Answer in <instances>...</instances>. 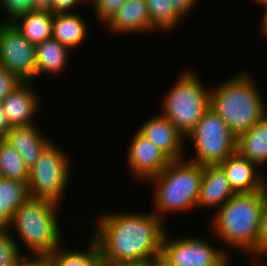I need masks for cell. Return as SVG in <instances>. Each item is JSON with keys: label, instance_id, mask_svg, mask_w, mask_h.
I'll return each instance as SVG.
<instances>
[{"label": "cell", "instance_id": "6da1fadb", "mask_svg": "<svg viewBox=\"0 0 267 266\" xmlns=\"http://www.w3.org/2000/svg\"><path fill=\"white\" fill-rule=\"evenodd\" d=\"M96 221L89 235L103 266L150 264L162 253L167 228L153 212H104Z\"/></svg>", "mask_w": 267, "mask_h": 266}, {"label": "cell", "instance_id": "7a4b0ae2", "mask_svg": "<svg viewBox=\"0 0 267 266\" xmlns=\"http://www.w3.org/2000/svg\"><path fill=\"white\" fill-rule=\"evenodd\" d=\"M266 196L267 187L258 192L235 193L209 219L214 238L233 250L244 251L253 266L258 262V233Z\"/></svg>", "mask_w": 267, "mask_h": 266}, {"label": "cell", "instance_id": "3957f363", "mask_svg": "<svg viewBox=\"0 0 267 266\" xmlns=\"http://www.w3.org/2000/svg\"><path fill=\"white\" fill-rule=\"evenodd\" d=\"M251 75L243 71L210 88L209 108L223 119L236 137L267 115L263 93Z\"/></svg>", "mask_w": 267, "mask_h": 266}, {"label": "cell", "instance_id": "277c9868", "mask_svg": "<svg viewBox=\"0 0 267 266\" xmlns=\"http://www.w3.org/2000/svg\"><path fill=\"white\" fill-rule=\"evenodd\" d=\"M203 166L185 158L172 160L148 182L154 184L153 213L162 221L167 213H178L197 207ZM165 215V216H163Z\"/></svg>", "mask_w": 267, "mask_h": 266}, {"label": "cell", "instance_id": "5b68a950", "mask_svg": "<svg viewBox=\"0 0 267 266\" xmlns=\"http://www.w3.org/2000/svg\"><path fill=\"white\" fill-rule=\"evenodd\" d=\"M59 207L49 200L29 198L14 211L6 229L27 246L28 254H50L63 243Z\"/></svg>", "mask_w": 267, "mask_h": 266}, {"label": "cell", "instance_id": "8992f818", "mask_svg": "<svg viewBox=\"0 0 267 266\" xmlns=\"http://www.w3.org/2000/svg\"><path fill=\"white\" fill-rule=\"evenodd\" d=\"M195 72L192 68L183 69L160 103V113L167 117L184 137L209 109L210 87H206Z\"/></svg>", "mask_w": 267, "mask_h": 266}, {"label": "cell", "instance_id": "52a82bcc", "mask_svg": "<svg viewBox=\"0 0 267 266\" xmlns=\"http://www.w3.org/2000/svg\"><path fill=\"white\" fill-rule=\"evenodd\" d=\"M62 148L52 141L29 170L30 198L49 200L61 206L73 165L70 155Z\"/></svg>", "mask_w": 267, "mask_h": 266}, {"label": "cell", "instance_id": "ba28073f", "mask_svg": "<svg viewBox=\"0 0 267 266\" xmlns=\"http://www.w3.org/2000/svg\"><path fill=\"white\" fill-rule=\"evenodd\" d=\"M185 140L192 142L196 154L195 157L190 159L185 157V159L201 166L220 164L236 152L237 137L223 119L210 108Z\"/></svg>", "mask_w": 267, "mask_h": 266}, {"label": "cell", "instance_id": "9c48e42d", "mask_svg": "<svg viewBox=\"0 0 267 266\" xmlns=\"http://www.w3.org/2000/svg\"><path fill=\"white\" fill-rule=\"evenodd\" d=\"M169 234L166 231L164 235L162 254L178 266H222L230 258L227 248L218 249L204 237L171 238Z\"/></svg>", "mask_w": 267, "mask_h": 266}, {"label": "cell", "instance_id": "30bf717a", "mask_svg": "<svg viewBox=\"0 0 267 266\" xmlns=\"http://www.w3.org/2000/svg\"><path fill=\"white\" fill-rule=\"evenodd\" d=\"M0 66L21 82L37 80L36 45L29 42L11 22L0 23Z\"/></svg>", "mask_w": 267, "mask_h": 266}, {"label": "cell", "instance_id": "8fae6325", "mask_svg": "<svg viewBox=\"0 0 267 266\" xmlns=\"http://www.w3.org/2000/svg\"><path fill=\"white\" fill-rule=\"evenodd\" d=\"M128 149L126 164L130 169L129 173L143 183H148L151 178L160 174L171 161L138 130Z\"/></svg>", "mask_w": 267, "mask_h": 266}, {"label": "cell", "instance_id": "7c38bea8", "mask_svg": "<svg viewBox=\"0 0 267 266\" xmlns=\"http://www.w3.org/2000/svg\"><path fill=\"white\" fill-rule=\"evenodd\" d=\"M138 131L156 145L171 161L185 158V137L160 112L145 121Z\"/></svg>", "mask_w": 267, "mask_h": 266}, {"label": "cell", "instance_id": "4fadbf2b", "mask_svg": "<svg viewBox=\"0 0 267 266\" xmlns=\"http://www.w3.org/2000/svg\"><path fill=\"white\" fill-rule=\"evenodd\" d=\"M32 85V82H21L1 102L10 127L35 124L34 116H38L41 100Z\"/></svg>", "mask_w": 267, "mask_h": 266}, {"label": "cell", "instance_id": "5bb4252c", "mask_svg": "<svg viewBox=\"0 0 267 266\" xmlns=\"http://www.w3.org/2000/svg\"><path fill=\"white\" fill-rule=\"evenodd\" d=\"M235 193H252L267 187V176L259 171V166L241 156L237 151L219 164Z\"/></svg>", "mask_w": 267, "mask_h": 266}, {"label": "cell", "instance_id": "9a60e30c", "mask_svg": "<svg viewBox=\"0 0 267 266\" xmlns=\"http://www.w3.org/2000/svg\"><path fill=\"white\" fill-rule=\"evenodd\" d=\"M113 35L150 34L155 30L145 0H126L112 19L105 25Z\"/></svg>", "mask_w": 267, "mask_h": 266}, {"label": "cell", "instance_id": "2e32d148", "mask_svg": "<svg viewBox=\"0 0 267 266\" xmlns=\"http://www.w3.org/2000/svg\"><path fill=\"white\" fill-rule=\"evenodd\" d=\"M37 127L38 124L10 127L3 139L21 155L29 170L35 165L43 150L53 141Z\"/></svg>", "mask_w": 267, "mask_h": 266}, {"label": "cell", "instance_id": "e0dca14e", "mask_svg": "<svg viewBox=\"0 0 267 266\" xmlns=\"http://www.w3.org/2000/svg\"><path fill=\"white\" fill-rule=\"evenodd\" d=\"M235 192L229 185V181L223 168L219 164L203 166V176L197 201V208H220Z\"/></svg>", "mask_w": 267, "mask_h": 266}, {"label": "cell", "instance_id": "ac0fdd59", "mask_svg": "<svg viewBox=\"0 0 267 266\" xmlns=\"http://www.w3.org/2000/svg\"><path fill=\"white\" fill-rule=\"evenodd\" d=\"M82 14L75 12L54 13L52 37L69 50L82 45L88 35V26Z\"/></svg>", "mask_w": 267, "mask_h": 266}, {"label": "cell", "instance_id": "d6986e66", "mask_svg": "<svg viewBox=\"0 0 267 266\" xmlns=\"http://www.w3.org/2000/svg\"><path fill=\"white\" fill-rule=\"evenodd\" d=\"M54 14L50 10L33 9L10 22L32 44L38 45L52 37Z\"/></svg>", "mask_w": 267, "mask_h": 266}, {"label": "cell", "instance_id": "ffe728a7", "mask_svg": "<svg viewBox=\"0 0 267 266\" xmlns=\"http://www.w3.org/2000/svg\"><path fill=\"white\" fill-rule=\"evenodd\" d=\"M69 49L51 37L36 45L37 79L43 74L58 75L66 70L69 61Z\"/></svg>", "mask_w": 267, "mask_h": 266}, {"label": "cell", "instance_id": "44dd1931", "mask_svg": "<svg viewBox=\"0 0 267 266\" xmlns=\"http://www.w3.org/2000/svg\"><path fill=\"white\" fill-rule=\"evenodd\" d=\"M236 151L261 170L267 163V115L237 137ZM265 164V165H264Z\"/></svg>", "mask_w": 267, "mask_h": 266}, {"label": "cell", "instance_id": "7402d4cb", "mask_svg": "<svg viewBox=\"0 0 267 266\" xmlns=\"http://www.w3.org/2000/svg\"><path fill=\"white\" fill-rule=\"evenodd\" d=\"M30 198L28 183L0 177V229H6L14 211Z\"/></svg>", "mask_w": 267, "mask_h": 266}, {"label": "cell", "instance_id": "603a6c76", "mask_svg": "<svg viewBox=\"0 0 267 266\" xmlns=\"http://www.w3.org/2000/svg\"><path fill=\"white\" fill-rule=\"evenodd\" d=\"M86 249L65 250L62 244L48 254L50 266H103L99 246L90 236Z\"/></svg>", "mask_w": 267, "mask_h": 266}, {"label": "cell", "instance_id": "cb8c5ba5", "mask_svg": "<svg viewBox=\"0 0 267 266\" xmlns=\"http://www.w3.org/2000/svg\"><path fill=\"white\" fill-rule=\"evenodd\" d=\"M150 15V24L155 31L171 33L177 29L184 16L170 0H145Z\"/></svg>", "mask_w": 267, "mask_h": 266}, {"label": "cell", "instance_id": "d4e9b609", "mask_svg": "<svg viewBox=\"0 0 267 266\" xmlns=\"http://www.w3.org/2000/svg\"><path fill=\"white\" fill-rule=\"evenodd\" d=\"M0 177L28 182L29 169L21 155L3 139L0 140Z\"/></svg>", "mask_w": 267, "mask_h": 266}, {"label": "cell", "instance_id": "484cf974", "mask_svg": "<svg viewBox=\"0 0 267 266\" xmlns=\"http://www.w3.org/2000/svg\"><path fill=\"white\" fill-rule=\"evenodd\" d=\"M18 243L7 229H0V266H14L23 255Z\"/></svg>", "mask_w": 267, "mask_h": 266}, {"label": "cell", "instance_id": "4316f807", "mask_svg": "<svg viewBox=\"0 0 267 266\" xmlns=\"http://www.w3.org/2000/svg\"><path fill=\"white\" fill-rule=\"evenodd\" d=\"M126 0H96L93 3V10L99 22L105 26L116 14Z\"/></svg>", "mask_w": 267, "mask_h": 266}, {"label": "cell", "instance_id": "83f0119b", "mask_svg": "<svg viewBox=\"0 0 267 266\" xmlns=\"http://www.w3.org/2000/svg\"><path fill=\"white\" fill-rule=\"evenodd\" d=\"M0 5L1 10L7 16L5 22H10L16 16L33 10L32 0H0Z\"/></svg>", "mask_w": 267, "mask_h": 266}, {"label": "cell", "instance_id": "f1b7e54d", "mask_svg": "<svg viewBox=\"0 0 267 266\" xmlns=\"http://www.w3.org/2000/svg\"><path fill=\"white\" fill-rule=\"evenodd\" d=\"M267 257V196L262 209L258 233V262Z\"/></svg>", "mask_w": 267, "mask_h": 266}, {"label": "cell", "instance_id": "f546056e", "mask_svg": "<svg viewBox=\"0 0 267 266\" xmlns=\"http://www.w3.org/2000/svg\"><path fill=\"white\" fill-rule=\"evenodd\" d=\"M20 83L21 81L14 74L0 66V102Z\"/></svg>", "mask_w": 267, "mask_h": 266}, {"label": "cell", "instance_id": "4dcf8cb0", "mask_svg": "<svg viewBox=\"0 0 267 266\" xmlns=\"http://www.w3.org/2000/svg\"><path fill=\"white\" fill-rule=\"evenodd\" d=\"M14 266H50V260L48 254H23Z\"/></svg>", "mask_w": 267, "mask_h": 266}, {"label": "cell", "instance_id": "1f68e13d", "mask_svg": "<svg viewBox=\"0 0 267 266\" xmlns=\"http://www.w3.org/2000/svg\"><path fill=\"white\" fill-rule=\"evenodd\" d=\"M82 0H53L52 9L50 10L54 13H66L75 12L72 9L79 4H83Z\"/></svg>", "mask_w": 267, "mask_h": 266}, {"label": "cell", "instance_id": "d6a6232c", "mask_svg": "<svg viewBox=\"0 0 267 266\" xmlns=\"http://www.w3.org/2000/svg\"><path fill=\"white\" fill-rule=\"evenodd\" d=\"M175 5L176 9L184 16L190 14L195 9L199 0H170Z\"/></svg>", "mask_w": 267, "mask_h": 266}, {"label": "cell", "instance_id": "836d02e7", "mask_svg": "<svg viewBox=\"0 0 267 266\" xmlns=\"http://www.w3.org/2000/svg\"><path fill=\"white\" fill-rule=\"evenodd\" d=\"M10 129V126L8 124L3 105L0 102V140L4 139L6 136V133Z\"/></svg>", "mask_w": 267, "mask_h": 266}, {"label": "cell", "instance_id": "e575fe53", "mask_svg": "<svg viewBox=\"0 0 267 266\" xmlns=\"http://www.w3.org/2000/svg\"><path fill=\"white\" fill-rule=\"evenodd\" d=\"M151 266H178L159 253L150 263Z\"/></svg>", "mask_w": 267, "mask_h": 266}, {"label": "cell", "instance_id": "d590c367", "mask_svg": "<svg viewBox=\"0 0 267 266\" xmlns=\"http://www.w3.org/2000/svg\"><path fill=\"white\" fill-rule=\"evenodd\" d=\"M33 1V9L40 10H51L53 0H32Z\"/></svg>", "mask_w": 267, "mask_h": 266}, {"label": "cell", "instance_id": "8d00e7d4", "mask_svg": "<svg viewBox=\"0 0 267 266\" xmlns=\"http://www.w3.org/2000/svg\"><path fill=\"white\" fill-rule=\"evenodd\" d=\"M263 12H264V16H262V19H261L262 21L260 22L259 31L261 35L263 34L265 37H267V7L264 8Z\"/></svg>", "mask_w": 267, "mask_h": 266}, {"label": "cell", "instance_id": "74e56055", "mask_svg": "<svg viewBox=\"0 0 267 266\" xmlns=\"http://www.w3.org/2000/svg\"><path fill=\"white\" fill-rule=\"evenodd\" d=\"M252 1L255 2L256 5L257 4L261 5V8H266L267 7V0H252Z\"/></svg>", "mask_w": 267, "mask_h": 266}, {"label": "cell", "instance_id": "f35d334b", "mask_svg": "<svg viewBox=\"0 0 267 266\" xmlns=\"http://www.w3.org/2000/svg\"><path fill=\"white\" fill-rule=\"evenodd\" d=\"M113 266H151L150 264H130V265H113Z\"/></svg>", "mask_w": 267, "mask_h": 266}, {"label": "cell", "instance_id": "ab89813d", "mask_svg": "<svg viewBox=\"0 0 267 266\" xmlns=\"http://www.w3.org/2000/svg\"><path fill=\"white\" fill-rule=\"evenodd\" d=\"M263 259H264V260H263ZM263 259L260 260V262H257V265H260L261 263H263V264H261V265H263V266H267V262H266V261H267V260H266L267 257H264ZM265 260H266V261H265ZM263 261H265V262H263ZM258 263H259V264H258ZM261 265H260V266H261Z\"/></svg>", "mask_w": 267, "mask_h": 266}, {"label": "cell", "instance_id": "60d3db41", "mask_svg": "<svg viewBox=\"0 0 267 266\" xmlns=\"http://www.w3.org/2000/svg\"><path fill=\"white\" fill-rule=\"evenodd\" d=\"M230 261H232V260H230V258H229L222 266H231Z\"/></svg>", "mask_w": 267, "mask_h": 266}, {"label": "cell", "instance_id": "b9f144b4", "mask_svg": "<svg viewBox=\"0 0 267 266\" xmlns=\"http://www.w3.org/2000/svg\"><path fill=\"white\" fill-rule=\"evenodd\" d=\"M82 1H83L84 3L86 2L85 4H87V2H88V3L90 2L91 4H93L96 0H82Z\"/></svg>", "mask_w": 267, "mask_h": 266}]
</instances>
